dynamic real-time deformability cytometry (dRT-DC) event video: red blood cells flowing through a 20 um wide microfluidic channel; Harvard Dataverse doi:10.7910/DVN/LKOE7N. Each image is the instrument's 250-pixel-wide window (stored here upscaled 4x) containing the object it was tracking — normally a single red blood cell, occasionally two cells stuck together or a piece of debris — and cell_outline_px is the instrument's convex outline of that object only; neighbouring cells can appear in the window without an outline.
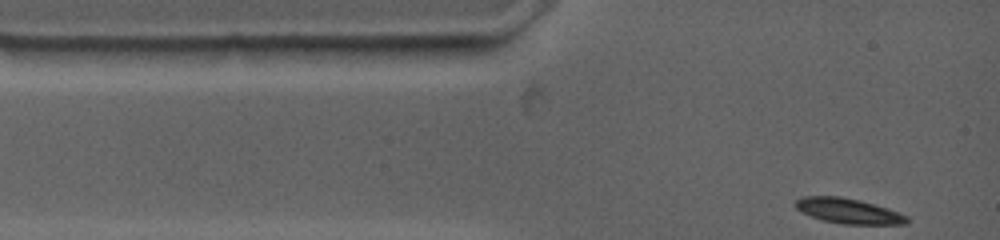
{"species": "common noctule bat (a hibernating species)", "species_latin": "Nyctalus noctula", "temperature_condition": "warm", "stored_images_in_passage": 2, "camera_frame_rate_fps": 4500, "um_per_image_px": 0.085, "animal": {"sex": "female", "body_mass_g": 19.0, "forearm_length_mm": 53.3}, "frame": {"image": 1, "passage_image": 2, "time_ms": 1.111, "image_size_px": [1000, 240], "cell_outline_px": [[908, 220], [904, 224], [844, 224], [820, 220], [800, 212], [792, 204], [800, 196], [840, 196], [860, 200], [888, 208], [900, 212], [908, 216]], "centroid_in_image_um": [72.05, 17.92], "position_along_channel_um": 12.9, "area_um2": 16.59}}